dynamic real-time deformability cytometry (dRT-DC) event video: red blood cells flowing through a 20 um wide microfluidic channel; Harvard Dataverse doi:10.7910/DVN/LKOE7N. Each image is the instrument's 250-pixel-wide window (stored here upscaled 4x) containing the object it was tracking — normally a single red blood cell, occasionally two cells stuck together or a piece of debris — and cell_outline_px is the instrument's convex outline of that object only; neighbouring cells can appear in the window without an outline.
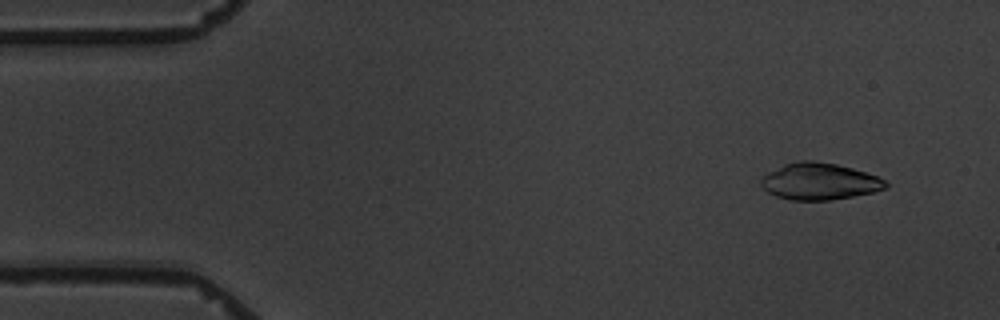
{"species": "common noctule bat (a hibernating species)", "species_latin": "Nyctalus noctula", "temperature_condition": "warm", "stored_images_in_passage": 5, "camera_frame_rate_fps": 3000, "um_per_image_px": 0.085, "animal": {"sex": "male", "body_mass_g": 19.5, "forearm_length_mm": 54.6}, "frame": {"image": 1, "passage_image": 2, "time_ms": 1.0, "image_size_px": [1000, 320], "cell_outline_px": [[888, 184], [884, 188], [872, 192], [852, 196], [828, 200], [792, 200], [776, 196], [768, 192], [760, 184], [760, 180], [768, 172], [784, 164], [796, 160], [812, 160], [836, 164], [852, 168], [876, 176], [884, 180]], "centroid_in_image_um": [69.6, 15.41], "position_along_channel_um": 15.4, "area_um2": 26.41}}